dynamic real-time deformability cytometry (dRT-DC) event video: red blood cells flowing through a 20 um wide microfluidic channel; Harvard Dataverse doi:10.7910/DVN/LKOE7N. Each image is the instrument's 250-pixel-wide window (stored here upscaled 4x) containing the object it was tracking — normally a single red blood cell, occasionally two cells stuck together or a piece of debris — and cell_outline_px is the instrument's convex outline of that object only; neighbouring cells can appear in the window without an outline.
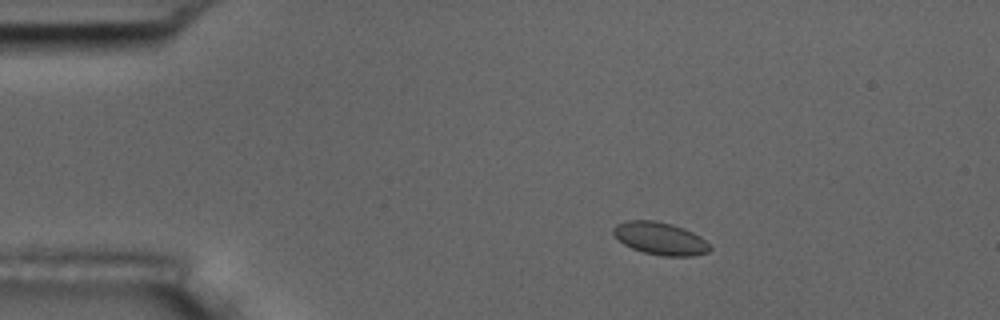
{"species": "common noctule bat (a hibernating species)", "species_latin": "Nyctalus noctula", "temperature_condition": "room temperature", "stored_images_in_passage": 4, "camera_frame_rate_fps": 3000, "um_per_image_px": 0.085, "animal": {"sex": "male", "body_mass_g": 17.5, "forearm_length_mm": 52.3}, "frame": {"image": 1, "passage_image": 2, "time_ms": 2.333, "image_size_px": [1000, 320], "cell_outline_px": [[712, 248], [708, 252], [692, 256], [664, 256], [644, 252], [632, 248], [624, 244], [612, 232], [612, 228], [616, 224], [624, 220], [652, 220], [672, 224], [684, 228], [700, 236]], "centroid_in_image_um": [56.1, 20.26], "position_along_channel_um": 28.9, "area_um2": 18.26}}